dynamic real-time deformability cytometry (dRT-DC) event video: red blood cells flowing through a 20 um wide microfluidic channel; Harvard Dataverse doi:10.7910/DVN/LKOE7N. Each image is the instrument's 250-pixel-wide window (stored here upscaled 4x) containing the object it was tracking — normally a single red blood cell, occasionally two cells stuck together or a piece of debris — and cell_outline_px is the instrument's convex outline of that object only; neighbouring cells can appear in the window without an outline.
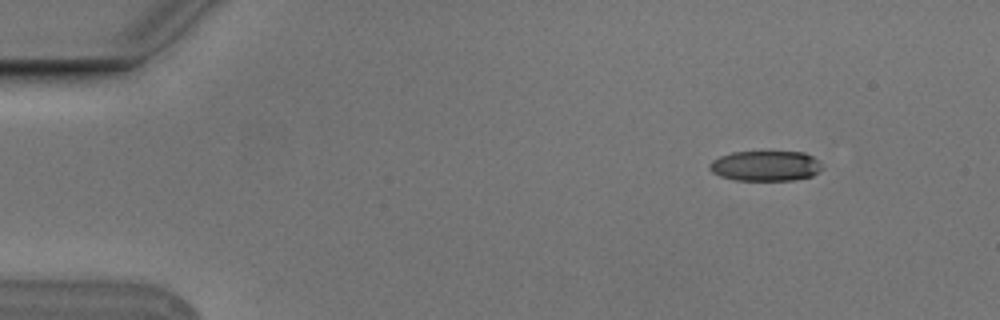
{"species": "Egyptian fruit bat (a non-hibernating species)", "species_latin": "Rousettus aegyptiacus", "temperature_condition": "cold", "stored_images_in_passage": 6, "camera_frame_rate_fps": 3000, "um_per_image_px": 0.085, "animal": {"sex": "male"}, "frame": {"image": 1, "passage_image": 2, "time_ms": 0.333, "image_size_px": [1000, 320], "cell_outline_px": [[824, 168], [812, 176], [792, 180], [736, 180], [720, 176], [712, 172], [708, 168], [708, 164], [712, 160], [720, 156], [732, 152], [804, 152], [812, 156]], "centroid_in_image_um": [65.05, 14.1], "position_along_channel_um": 20.0, "area_um2": 19.83}}
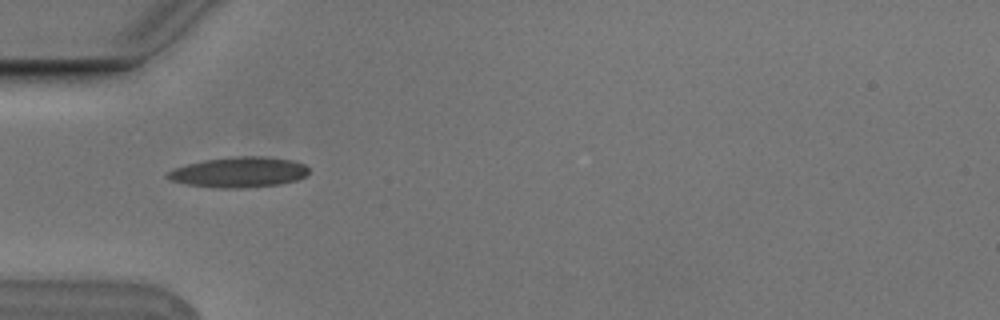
{"frame": {"image": 2, "passage_image": 5, "time_ms": 1.333, "image_size_px": [1000, 320], "cell_outline_px": [[308, 172], [304, 176], [296, 180], [280, 184], [244, 188], [216, 188], [188, 184], [172, 180], [164, 176], [164, 172], [188, 164], [204, 160], [236, 156], [264, 156], [292, 160], [304, 164], [308, 168]], "centroid_in_image_um": [20.3, 14.63], "position_along_channel_um": 64.7, "area_um2": 24.97}}